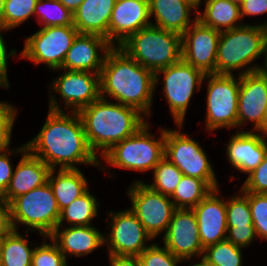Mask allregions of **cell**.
I'll list each match as a JSON object with an SVG mask.
<instances>
[{
	"label": "cell",
	"instance_id": "cell-43",
	"mask_svg": "<svg viewBox=\"0 0 267 266\" xmlns=\"http://www.w3.org/2000/svg\"><path fill=\"white\" fill-rule=\"evenodd\" d=\"M6 29L0 28V86L9 88L8 78H7V58L10 56H15L16 51H10L7 55V49L1 32Z\"/></svg>",
	"mask_w": 267,
	"mask_h": 266
},
{
	"label": "cell",
	"instance_id": "cell-28",
	"mask_svg": "<svg viewBox=\"0 0 267 266\" xmlns=\"http://www.w3.org/2000/svg\"><path fill=\"white\" fill-rule=\"evenodd\" d=\"M98 203L96 198L87 190L83 195L61 210L57 227L63 226L62 223L65 219L70 226H90V221L98 213Z\"/></svg>",
	"mask_w": 267,
	"mask_h": 266
},
{
	"label": "cell",
	"instance_id": "cell-12",
	"mask_svg": "<svg viewBox=\"0 0 267 266\" xmlns=\"http://www.w3.org/2000/svg\"><path fill=\"white\" fill-rule=\"evenodd\" d=\"M128 195L132 203L130 210L152 238L167 231L176 209L170 196L151 190L139 180L129 188Z\"/></svg>",
	"mask_w": 267,
	"mask_h": 266
},
{
	"label": "cell",
	"instance_id": "cell-20",
	"mask_svg": "<svg viewBox=\"0 0 267 266\" xmlns=\"http://www.w3.org/2000/svg\"><path fill=\"white\" fill-rule=\"evenodd\" d=\"M218 188L213 189L193 209L196 216L199 239L205 249L209 245L226 240V202L217 197Z\"/></svg>",
	"mask_w": 267,
	"mask_h": 266
},
{
	"label": "cell",
	"instance_id": "cell-15",
	"mask_svg": "<svg viewBox=\"0 0 267 266\" xmlns=\"http://www.w3.org/2000/svg\"><path fill=\"white\" fill-rule=\"evenodd\" d=\"M109 214L113 221L112 230L108 238L104 237V243L110 244L109 255L139 256L149 247L144 243L153 238L130 209Z\"/></svg>",
	"mask_w": 267,
	"mask_h": 266
},
{
	"label": "cell",
	"instance_id": "cell-24",
	"mask_svg": "<svg viewBox=\"0 0 267 266\" xmlns=\"http://www.w3.org/2000/svg\"><path fill=\"white\" fill-rule=\"evenodd\" d=\"M116 0H84L73 15L79 33L96 34L109 42V22Z\"/></svg>",
	"mask_w": 267,
	"mask_h": 266
},
{
	"label": "cell",
	"instance_id": "cell-29",
	"mask_svg": "<svg viewBox=\"0 0 267 266\" xmlns=\"http://www.w3.org/2000/svg\"><path fill=\"white\" fill-rule=\"evenodd\" d=\"M212 190L204 180L183 175L170 198L175 208L192 209Z\"/></svg>",
	"mask_w": 267,
	"mask_h": 266
},
{
	"label": "cell",
	"instance_id": "cell-42",
	"mask_svg": "<svg viewBox=\"0 0 267 266\" xmlns=\"http://www.w3.org/2000/svg\"><path fill=\"white\" fill-rule=\"evenodd\" d=\"M10 149L5 148L0 150V197L5 193L9 186L10 179L13 175V167L10 164L8 151Z\"/></svg>",
	"mask_w": 267,
	"mask_h": 266
},
{
	"label": "cell",
	"instance_id": "cell-50",
	"mask_svg": "<svg viewBox=\"0 0 267 266\" xmlns=\"http://www.w3.org/2000/svg\"><path fill=\"white\" fill-rule=\"evenodd\" d=\"M265 64L264 67H262V71L267 75V42H266V48H265Z\"/></svg>",
	"mask_w": 267,
	"mask_h": 266
},
{
	"label": "cell",
	"instance_id": "cell-10",
	"mask_svg": "<svg viewBox=\"0 0 267 266\" xmlns=\"http://www.w3.org/2000/svg\"><path fill=\"white\" fill-rule=\"evenodd\" d=\"M177 130L165 129V158L184 176L204 180L212 189L218 188L215 173L200 145Z\"/></svg>",
	"mask_w": 267,
	"mask_h": 266
},
{
	"label": "cell",
	"instance_id": "cell-16",
	"mask_svg": "<svg viewBox=\"0 0 267 266\" xmlns=\"http://www.w3.org/2000/svg\"><path fill=\"white\" fill-rule=\"evenodd\" d=\"M164 246L177 258L190 260L202 255L204 248L199 239V230L193 209L176 208L164 235Z\"/></svg>",
	"mask_w": 267,
	"mask_h": 266
},
{
	"label": "cell",
	"instance_id": "cell-32",
	"mask_svg": "<svg viewBox=\"0 0 267 266\" xmlns=\"http://www.w3.org/2000/svg\"><path fill=\"white\" fill-rule=\"evenodd\" d=\"M154 183L147 184L151 190L171 196L179 184L183 173L165 157L154 167Z\"/></svg>",
	"mask_w": 267,
	"mask_h": 266
},
{
	"label": "cell",
	"instance_id": "cell-17",
	"mask_svg": "<svg viewBox=\"0 0 267 266\" xmlns=\"http://www.w3.org/2000/svg\"><path fill=\"white\" fill-rule=\"evenodd\" d=\"M52 88L59 92L66 107L72 106L79 112L100 96V75L88 71H64L52 82Z\"/></svg>",
	"mask_w": 267,
	"mask_h": 266
},
{
	"label": "cell",
	"instance_id": "cell-5",
	"mask_svg": "<svg viewBox=\"0 0 267 266\" xmlns=\"http://www.w3.org/2000/svg\"><path fill=\"white\" fill-rule=\"evenodd\" d=\"M267 29L262 25H242L222 31L219 36L216 74L233 75L265 54Z\"/></svg>",
	"mask_w": 267,
	"mask_h": 266
},
{
	"label": "cell",
	"instance_id": "cell-44",
	"mask_svg": "<svg viewBox=\"0 0 267 266\" xmlns=\"http://www.w3.org/2000/svg\"><path fill=\"white\" fill-rule=\"evenodd\" d=\"M241 18L267 13V0H244L240 5Z\"/></svg>",
	"mask_w": 267,
	"mask_h": 266
},
{
	"label": "cell",
	"instance_id": "cell-6",
	"mask_svg": "<svg viewBox=\"0 0 267 266\" xmlns=\"http://www.w3.org/2000/svg\"><path fill=\"white\" fill-rule=\"evenodd\" d=\"M148 130V131H147ZM160 139L149 133V123L135 134L114 144L103 156L109 165L127 170L147 171L165 157V129Z\"/></svg>",
	"mask_w": 267,
	"mask_h": 266
},
{
	"label": "cell",
	"instance_id": "cell-11",
	"mask_svg": "<svg viewBox=\"0 0 267 266\" xmlns=\"http://www.w3.org/2000/svg\"><path fill=\"white\" fill-rule=\"evenodd\" d=\"M78 34L73 25L42 27L26 39L21 57L35 64L45 63L52 70L60 69Z\"/></svg>",
	"mask_w": 267,
	"mask_h": 266
},
{
	"label": "cell",
	"instance_id": "cell-13",
	"mask_svg": "<svg viewBox=\"0 0 267 266\" xmlns=\"http://www.w3.org/2000/svg\"><path fill=\"white\" fill-rule=\"evenodd\" d=\"M261 69L253 66L240 73L238 94L237 126L250 120L256 131L263 128L267 114V75Z\"/></svg>",
	"mask_w": 267,
	"mask_h": 266
},
{
	"label": "cell",
	"instance_id": "cell-3",
	"mask_svg": "<svg viewBox=\"0 0 267 266\" xmlns=\"http://www.w3.org/2000/svg\"><path fill=\"white\" fill-rule=\"evenodd\" d=\"M90 149L104 155L114 144L135 134L147 122L135 108L99 98L79 112Z\"/></svg>",
	"mask_w": 267,
	"mask_h": 266
},
{
	"label": "cell",
	"instance_id": "cell-30",
	"mask_svg": "<svg viewBox=\"0 0 267 266\" xmlns=\"http://www.w3.org/2000/svg\"><path fill=\"white\" fill-rule=\"evenodd\" d=\"M34 249L28 247V240L12 229L3 238L1 266H31Z\"/></svg>",
	"mask_w": 267,
	"mask_h": 266
},
{
	"label": "cell",
	"instance_id": "cell-9",
	"mask_svg": "<svg viewBox=\"0 0 267 266\" xmlns=\"http://www.w3.org/2000/svg\"><path fill=\"white\" fill-rule=\"evenodd\" d=\"M209 79L207 89L206 129L236 127L240 75L205 74Z\"/></svg>",
	"mask_w": 267,
	"mask_h": 266
},
{
	"label": "cell",
	"instance_id": "cell-39",
	"mask_svg": "<svg viewBox=\"0 0 267 266\" xmlns=\"http://www.w3.org/2000/svg\"><path fill=\"white\" fill-rule=\"evenodd\" d=\"M241 191L267 194V150L262 163L250 174Z\"/></svg>",
	"mask_w": 267,
	"mask_h": 266
},
{
	"label": "cell",
	"instance_id": "cell-25",
	"mask_svg": "<svg viewBox=\"0 0 267 266\" xmlns=\"http://www.w3.org/2000/svg\"><path fill=\"white\" fill-rule=\"evenodd\" d=\"M149 14L155 16L152 26L182 35L192 24L190 11L194 8L182 0H148Z\"/></svg>",
	"mask_w": 267,
	"mask_h": 266
},
{
	"label": "cell",
	"instance_id": "cell-4",
	"mask_svg": "<svg viewBox=\"0 0 267 266\" xmlns=\"http://www.w3.org/2000/svg\"><path fill=\"white\" fill-rule=\"evenodd\" d=\"M119 47L153 73L182 59V35L152 25L135 32Z\"/></svg>",
	"mask_w": 267,
	"mask_h": 266
},
{
	"label": "cell",
	"instance_id": "cell-23",
	"mask_svg": "<svg viewBox=\"0 0 267 266\" xmlns=\"http://www.w3.org/2000/svg\"><path fill=\"white\" fill-rule=\"evenodd\" d=\"M49 238L65 257L67 254L84 256L104 244L103 234L91 225L69 226L62 231L60 227H56Z\"/></svg>",
	"mask_w": 267,
	"mask_h": 266
},
{
	"label": "cell",
	"instance_id": "cell-19",
	"mask_svg": "<svg viewBox=\"0 0 267 266\" xmlns=\"http://www.w3.org/2000/svg\"><path fill=\"white\" fill-rule=\"evenodd\" d=\"M112 47L102 36L79 33L67 51L60 70L91 71L100 75L106 54ZM99 51L104 52L103 57L99 56Z\"/></svg>",
	"mask_w": 267,
	"mask_h": 266
},
{
	"label": "cell",
	"instance_id": "cell-7",
	"mask_svg": "<svg viewBox=\"0 0 267 266\" xmlns=\"http://www.w3.org/2000/svg\"><path fill=\"white\" fill-rule=\"evenodd\" d=\"M9 208L14 230H17L18 222L27 225L29 229H36L45 238L57 227L61 212L48 182L14 198L9 203Z\"/></svg>",
	"mask_w": 267,
	"mask_h": 266
},
{
	"label": "cell",
	"instance_id": "cell-41",
	"mask_svg": "<svg viewBox=\"0 0 267 266\" xmlns=\"http://www.w3.org/2000/svg\"><path fill=\"white\" fill-rule=\"evenodd\" d=\"M227 232L226 240L239 247L247 246L257 236L254 227H227Z\"/></svg>",
	"mask_w": 267,
	"mask_h": 266
},
{
	"label": "cell",
	"instance_id": "cell-1",
	"mask_svg": "<svg viewBox=\"0 0 267 266\" xmlns=\"http://www.w3.org/2000/svg\"><path fill=\"white\" fill-rule=\"evenodd\" d=\"M49 113L40 132L26 143L27 150L51 169H76L75 163L97 165L100 161L90 149L83 122L78 112L71 116L63 112L54 96L50 98Z\"/></svg>",
	"mask_w": 267,
	"mask_h": 266
},
{
	"label": "cell",
	"instance_id": "cell-35",
	"mask_svg": "<svg viewBox=\"0 0 267 266\" xmlns=\"http://www.w3.org/2000/svg\"><path fill=\"white\" fill-rule=\"evenodd\" d=\"M38 0H4L3 28L12 29L34 15Z\"/></svg>",
	"mask_w": 267,
	"mask_h": 266
},
{
	"label": "cell",
	"instance_id": "cell-31",
	"mask_svg": "<svg viewBox=\"0 0 267 266\" xmlns=\"http://www.w3.org/2000/svg\"><path fill=\"white\" fill-rule=\"evenodd\" d=\"M34 14L38 15L39 23H44L43 27L73 25L74 14L59 0H38Z\"/></svg>",
	"mask_w": 267,
	"mask_h": 266
},
{
	"label": "cell",
	"instance_id": "cell-22",
	"mask_svg": "<svg viewBox=\"0 0 267 266\" xmlns=\"http://www.w3.org/2000/svg\"><path fill=\"white\" fill-rule=\"evenodd\" d=\"M255 132H237L230 139L227 147L229 162L234 168L250 174L263 161L267 150L266 136ZM265 137V138H264Z\"/></svg>",
	"mask_w": 267,
	"mask_h": 266
},
{
	"label": "cell",
	"instance_id": "cell-52",
	"mask_svg": "<svg viewBox=\"0 0 267 266\" xmlns=\"http://www.w3.org/2000/svg\"><path fill=\"white\" fill-rule=\"evenodd\" d=\"M2 251H3V238H0V262L2 259Z\"/></svg>",
	"mask_w": 267,
	"mask_h": 266
},
{
	"label": "cell",
	"instance_id": "cell-37",
	"mask_svg": "<svg viewBox=\"0 0 267 266\" xmlns=\"http://www.w3.org/2000/svg\"><path fill=\"white\" fill-rule=\"evenodd\" d=\"M66 260L54 242L47 244L45 241L41 246L34 248L31 266H67Z\"/></svg>",
	"mask_w": 267,
	"mask_h": 266
},
{
	"label": "cell",
	"instance_id": "cell-34",
	"mask_svg": "<svg viewBox=\"0 0 267 266\" xmlns=\"http://www.w3.org/2000/svg\"><path fill=\"white\" fill-rule=\"evenodd\" d=\"M226 201L227 227H254L248 202V192L241 191Z\"/></svg>",
	"mask_w": 267,
	"mask_h": 266
},
{
	"label": "cell",
	"instance_id": "cell-38",
	"mask_svg": "<svg viewBox=\"0 0 267 266\" xmlns=\"http://www.w3.org/2000/svg\"><path fill=\"white\" fill-rule=\"evenodd\" d=\"M141 266H177L183 261L174 256L165 246L159 247L158 244H150L140 255Z\"/></svg>",
	"mask_w": 267,
	"mask_h": 266
},
{
	"label": "cell",
	"instance_id": "cell-48",
	"mask_svg": "<svg viewBox=\"0 0 267 266\" xmlns=\"http://www.w3.org/2000/svg\"><path fill=\"white\" fill-rule=\"evenodd\" d=\"M182 1H185L188 4L192 5L196 9L194 12L197 13V11H198L197 9H198V6H199L201 0H182Z\"/></svg>",
	"mask_w": 267,
	"mask_h": 266
},
{
	"label": "cell",
	"instance_id": "cell-46",
	"mask_svg": "<svg viewBox=\"0 0 267 266\" xmlns=\"http://www.w3.org/2000/svg\"><path fill=\"white\" fill-rule=\"evenodd\" d=\"M110 266H141L139 256L109 255Z\"/></svg>",
	"mask_w": 267,
	"mask_h": 266
},
{
	"label": "cell",
	"instance_id": "cell-8",
	"mask_svg": "<svg viewBox=\"0 0 267 266\" xmlns=\"http://www.w3.org/2000/svg\"><path fill=\"white\" fill-rule=\"evenodd\" d=\"M160 73L164 74L163 90L175 124L182 127L189 101L195 88L200 89L205 74L183 59L155 72L154 85H157Z\"/></svg>",
	"mask_w": 267,
	"mask_h": 266
},
{
	"label": "cell",
	"instance_id": "cell-2",
	"mask_svg": "<svg viewBox=\"0 0 267 266\" xmlns=\"http://www.w3.org/2000/svg\"><path fill=\"white\" fill-rule=\"evenodd\" d=\"M154 73L133 60L119 46L106 54L100 72V96L105 94L118 103L135 108L148 116L154 92Z\"/></svg>",
	"mask_w": 267,
	"mask_h": 266
},
{
	"label": "cell",
	"instance_id": "cell-55",
	"mask_svg": "<svg viewBox=\"0 0 267 266\" xmlns=\"http://www.w3.org/2000/svg\"><path fill=\"white\" fill-rule=\"evenodd\" d=\"M192 266H204L201 262L197 263V264H193Z\"/></svg>",
	"mask_w": 267,
	"mask_h": 266
},
{
	"label": "cell",
	"instance_id": "cell-18",
	"mask_svg": "<svg viewBox=\"0 0 267 266\" xmlns=\"http://www.w3.org/2000/svg\"><path fill=\"white\" fill-rule=\"evenodd\" d=\"M148 0H116L109 22V43L120 46L132 34L151 25ZM115 41V42H114Z\"/></svg>",
	"mask_w": 267,
	"mask_h": 266
},
{
	"label": "cell",
	"instance_id": "cell-21",
	"mask_svg": "<svg viewBox=\"0 0 267 266\" xmlns=\"http://www.w3.org/2000/svg\"><path fill=\"white\" fill-rule=\"evenodd\" d=\"M15 152H22L23 156L13 171L8 188L1 196L7 204L14 198L47 183L51 170L47 164L27 150L26 144Z\"/></svg>",
	"mask_w": 267,
	"mask_h": 266
},
{
	"label": "cell",
	"instance_id": "cell-47",
	"mask_svg": "<svg viewBox=\"0 0 267 266\" xmlns=\"http://www.w3.org/2000/svg\"><path fill=\"white\" fill-rule=\"evenodd\" d=\"M61 4L70 10L73 14L78 9V7L82 4L84 0H59Z\"/></svg>",
	"mask_w": 267,
	"mask_h": 266
},
{
	"label": "cell",
	"instance_id": "cell-33",
	"mask_svg": "<svg viewBox=\"0 0 267 266\" xmlns=\"http://www.w3.org/2000/svg\"><path fill=\"white\" fill-rule=\"evenodd\" d=\"M241 248L228 240L209 245L204 249L203 259L216 266H241Z\"/></svg>",
	"mask_w": 267,
	"mask_h": 266
},
{
	"label": "cell",
	"instance_id": "cell-56",
	"mask_svg": "<svg viewBox=\"0 0 267 266\" xmlns=\"http://www.w3.org/2000/svg\"><path fill=\"white\" fill-rule=\"evenodd\" d=\"M261 25L267 29V22L265 24H261Z\"/></svg>",
	"mask_w": 267,
	"mask_h": 266
},
{
	"label": "cell",
	"instance_id": "cell-40",
	"mask_svg": "<svg viewBox=\"0 0 267 266\" xmlns=\"http://www.w3.org/2000/svg\"><path fill=\"white\" fill-rule=\"evenodd\" d=\"M16 112L14 106L0 102V150L7 148L10 144Z\"/></svg>",
	"mask_w": 267,
	"mask_h": 266
},
{
	"label": "cell",
	"instance_id": "cell-53",
	"mask_svg": "<svg viewBox=\"0 0 267 266\" xmlns=\"http://www.w3.org/2000/svg\"><path fill=\"white\" fill-rule=\"evenodd\" d=\"M200 262H201L204 266H216V265L207 263L203 258L200 260Z\"/></svg>",
	"mask_w": 267,
	"mask_h": 266
},
{
	"label": "cell",
	"instance_id": "cell-36",
	"mask_svg": "<svg viewBox=\"0 0 267 266\" xmlns=\"http://www.w3.org/2000/svg\"><path fill=\"white\" fill-rule=\"evenodd\" d=\"M248 202L256 235L267 240V194L248 192Z\"/></svg>",
	"mask_w": 267,
	"mask_h": 266
},
{
	"label": "cell",
	"instance_id": "cell-51",
	"mask_svg": "<svg viewBox=\"0 0 267 266\" xmlns=\"http://www.w3.org/2000/svg\"><path fill=\"white\" fill-rule=\"evenodd\" d=\"M259 132H262L267 137V114H266V118L264 121V126Z\"/></svg>",
	"mask_w": 267,
	"mask_h": 266
},
{
	"label": "cell",
	"instance_id": "cell-14",
	"mask_svg": "<svg viewBox=\"0 0 267 266\" xmlns=\"http://www.w3.org/2000/svg\"><path fill=\"white\" fill-rule=\"evenodd\" d=\"M182 34V59L204 74H216L220 31L202 24L197 15Z\"/></svg>",
	"mask_w": 267,
	"mask_h": 266
},
{
	"label": "cell",
	"instance_id": "cell-26",
	"mask_svg": "<svg viewBox=\"0 0 267 266\" xmlns=\"http://www.w3.org/2000/svg\"><path fill=\"white\" fill-rule=\"evenodd\" d=\"M54 172L55 169L50 170L48 183L61 211L88 190V183L78 168L59 169L57 176L54 175Z\"/></svg>",
	"mask_w": 267,
	"mask_h": 266
},
{
	"label": "cell",
	"instance_id": "cell-45",
	"mask_svg": "<svg viewBox=\"0 0 267 266\" xmlns=\"http://www.w3.org/2000/svg\"><path fill=\"white\" fill-rule=\"evenodd\" d=\"M12 229L9 204L0 197V238H4Z\"/></svg>",
	"mask_w": 267,
	"mask_h": 266
},
{
	"label": "cell",
	"instance_id": "cell-27",
	"mask_svg": "<svg viewBox=\"0 0 267 266\" xmlns=\"http://www.w3.org/2000/svg\"><path fill=\"white\" fill-rule=\"evenodd\" d=\"M204 2L206 3L204 13L201 14L198 11L197 14V19L202 24L220 32L243 25L236 23L241 19L240 5L231 0H206Z\"/></svg>",
	"mask_w": 267,
	"mask_h": 266
},
{
	"label": "cell",
	"instance_id": "cell-54",
	"mask_svg": "<svg viewBox=\"0 0 267 266\" xmlns=\"http://www.w3.org/2000/svg\"><path fill=\"white\" fill-rule=\"evenodd\" d=\"M231 1L238 5H241L244 2V0H231Z\"/></svg>",
	"mask_w": 267,
	"mask_h": 266
},
{
	"label": "cell",
	"instance_id": "cell-49",
	"mask_svg": "<svg viewBox=\"0 0 267 266\" xmlns=\"http://www.w3.org/2000/svg\"><path fill=\"white\" fill-rule=\"evenodd\" d=\"M3 8L4 0H0V28H3Z\"/></svg>",
	"mask_w": 267,
	"mask_h": 266
}]
</instances>
